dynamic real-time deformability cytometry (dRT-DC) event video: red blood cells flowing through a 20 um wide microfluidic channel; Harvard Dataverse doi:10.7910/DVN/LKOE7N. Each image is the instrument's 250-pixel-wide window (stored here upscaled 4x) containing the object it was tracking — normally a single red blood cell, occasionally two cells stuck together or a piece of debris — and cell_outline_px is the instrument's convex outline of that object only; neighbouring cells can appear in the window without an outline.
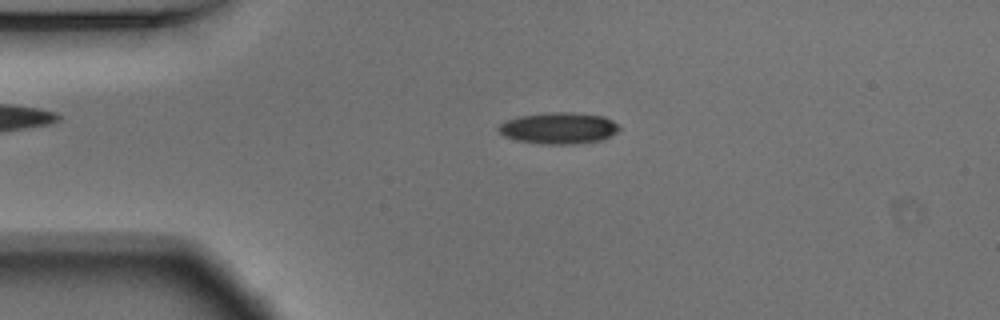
{"species": "Egyptian fruit bat (a non-hibernating species)", "species_latin": "Rousettus aegyptiacus", "temperature_condition": "warm", "stored_images_in_passage": 51, "camera_frame_rate_fps": 3000, "um_per_image_px": 0.085, "animal": {"sex": "male"}, "frame": {"image": 1, "passage_image": 9, "time_ms": 2.667, "image_size_px": [1000, 320], "cell_outline_px": [[620, 128], [612, 136], [604, 140], [576, 144], [540, 144], [516, 140], [504, 136], [496, 128], [504, 120], [520, 116], [552, 112], [572, 112], [604, 116], [620, 124]], "centroid_in_image_um": [47.52, 10.9], "position_along_channel_um": 37.5, "area_um2": 22.43}}
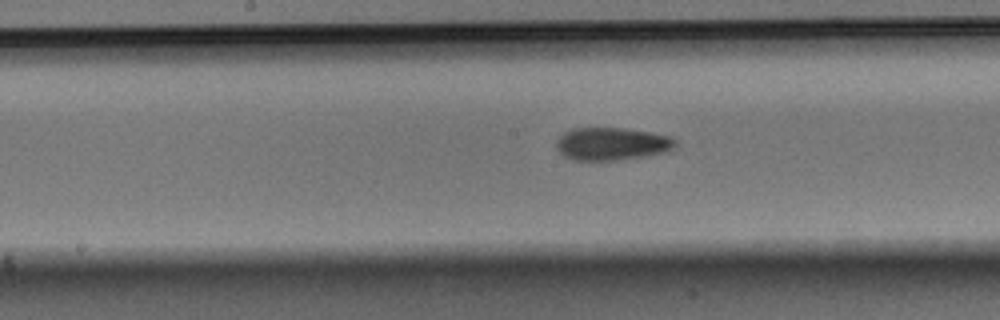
{"frame": {"image": 2, "passage_image": 24, "time_ms": 7.667, "image_size_px": [1000, 320], "cell_outline_px": [[676, 144], [668, 152], [616, 160], [576, 160], [564, 156], [556, 148], [556, 144], [560, 136], [564, 132], [572, 128], [624, 128], [652, 132], [668, 136], [676, 140]], "centroid_in_image_um": [52.0, 12.22], "position_along_channel_um": 196.2, "area_um2": 22.6}}
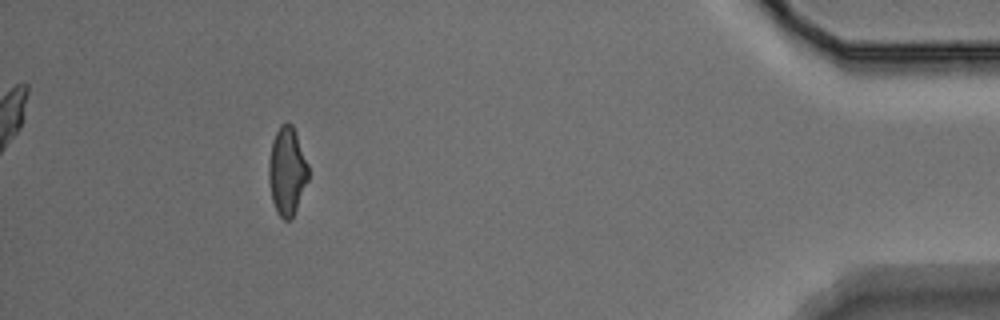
{"frame": {"image": 3, "passage_image": 46, "time_ms": 15.0, "image_size_px": [1000, 320], "cell_outline_px": [[308, 180], [296, 208], [292, 216], [288, 220], [284, 220], [276, 212], [272, 200], [268, 180], [268, 164], [272, 140], [280, 124], [288, 120], [292, 124], [296, 132], [308, 164]], "centroid_in_image_um": [24.38, 14.5], "position_along_channel_um": 410.8, "area_um2": 20.4}, "authors_computed_cell_mechanics": {"area_um2": 21.3282, "velocity_mm_per_s": 3.7511, "shape_relaxation_time_tau1_ms": 5.3754, "shape_relaxation_time_tau2_ms": 3.2463, "deformation_change_tau1": 0.1437, "deformation_change_tau2": 0.107}}